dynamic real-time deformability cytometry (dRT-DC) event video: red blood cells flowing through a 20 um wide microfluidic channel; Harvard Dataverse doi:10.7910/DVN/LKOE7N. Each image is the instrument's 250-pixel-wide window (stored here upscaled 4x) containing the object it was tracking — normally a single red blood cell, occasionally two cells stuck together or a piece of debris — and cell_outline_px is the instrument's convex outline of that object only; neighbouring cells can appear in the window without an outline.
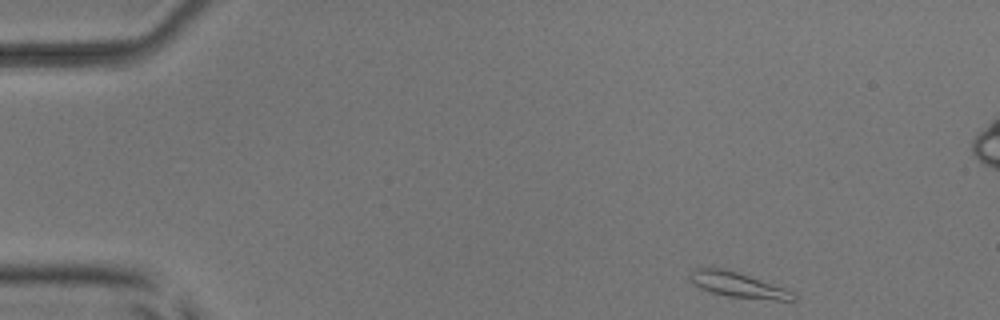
{"species": "common noctule bat (a hibernating species)", "species_latin": "Nyctalus noctula", "temperature_condition": "room temperature", "stored_images_in_passage": 4, "camera_frame_rate_fps": 3000, "um_per_image_px": 0.085, "animal": {"sex": "male", "body_mass_g": 17.9, "forearm_length_mm": 54.2}, "frame": {"image": 1, "passage_image": 1, "time_ms": 0.0, "image_size_px": [1000, 320], "cell_outline_px": [[796, 300], [776, 300], [728, 296], [712, 292], [700, 288], [692, 284], [688, 276], [692, 268], [720, 268], [736, 272], [784, 288], [792, 292], [796, 296]], "centroid_in_image_um": [62.65, 24.21], "position_along_channel_um": 22.3, "area_um2": 14.8}}